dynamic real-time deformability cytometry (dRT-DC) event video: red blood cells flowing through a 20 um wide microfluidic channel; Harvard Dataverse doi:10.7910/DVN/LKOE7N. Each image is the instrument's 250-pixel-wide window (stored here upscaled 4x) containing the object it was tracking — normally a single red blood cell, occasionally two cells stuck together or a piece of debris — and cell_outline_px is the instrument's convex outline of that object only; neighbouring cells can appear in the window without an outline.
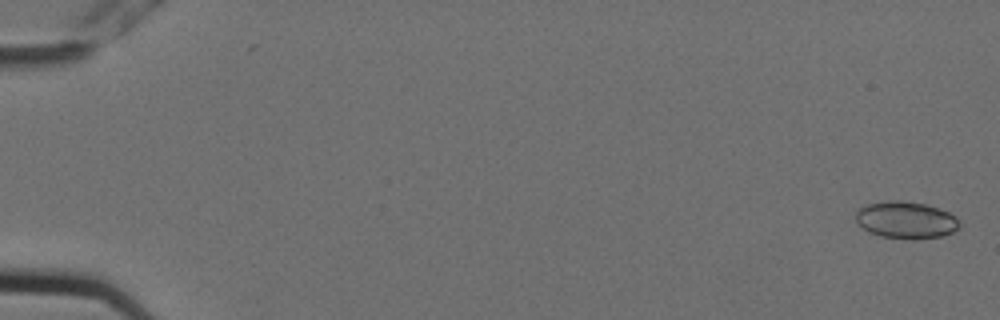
{"species": "Egyptian fruit bat (a non-hibernating species)", "species_latin": "Rousettus aegyptiacus", "temperature_condition": "cold", "stored_images_in_passage": 7, "camera_frame_rate_fps": 3000, "um_per_image_px": 0.085, "animal": {"sex": "female"}, "frame": {"image": 1, "passage_image": 1, "time_ms": 0.0, "image_size_px": [1000, 320], "cell_outline_px": [[960, 228], [944, 236], [916, 240], [908, 240], [880, 236], [868, 232], [856, 220], [856, 212], [860, 208], [868, 204], [888, 200], [900, 200], [924, 204], [948, 212], [956, 216], [960, 224]], "centroid_in_image_um": [77.03, 18.72], "position_along_channel_um": 8.0, "area_um2": 22.54}}
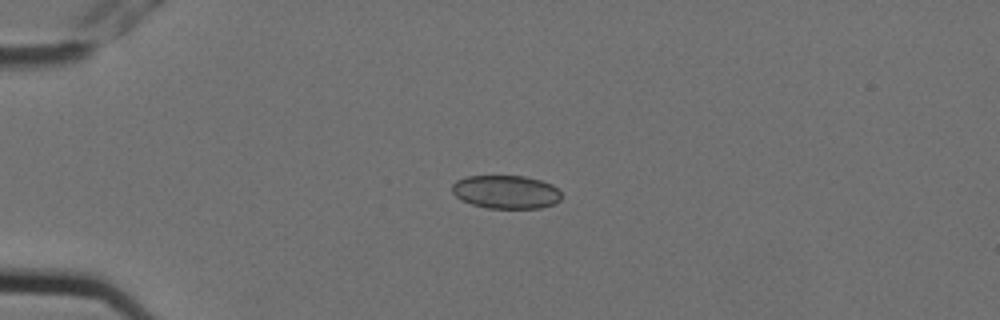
{"frame": {"image": 2, "passage_image": 5, "time_ms": 1.333, "image_size_px": [1000, 320], "cell_outline_px": [[560, 200], [552, 204], [540, 208], [488, 208], [472, 204], [460, 200], [452, 192], [452, 184], [456, 180], [468, 176], [524, 176], [540, 180], [552, 184], [560, 192]], "centroid_in_image_um": [42.98, 16.31], "position_along_channel_um": 42.0, "area_um2": 21.21}}
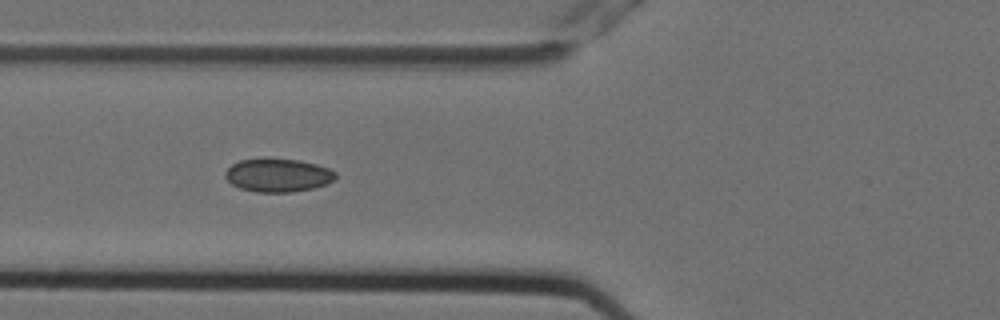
{"frame": {"image": 3, "passage_image": 7, "time_ms": 2.0, "image_size_px": [1000, 320], "cell_outline_px": [[336, 180], [328, 184], [312, 188], [292, 192], [256, 192], [240, 188], [232, 184], [224, 176], [224, 172], [232, 164], [240, 160], [264, 156], [300, 160], [316, 164], [328, 168], [336, 172]], "centroid_in_image_um": [23.62, 14.86], "position_along_channel_um": 102.2, "area_um2": 22.02}}